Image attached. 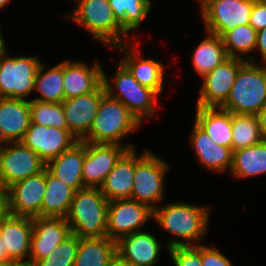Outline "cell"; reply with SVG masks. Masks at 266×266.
<instances>
[{"mask_svg":"<svg viewBox=\"0 0 266 266\" xmlns=\"http://www.w3.org/2000/svg\"><path fill=\"white\" fill-rule=\"evenodd\" d=\"M210 210L211 207L187 202L159 205L154 210L153 219L163 230L177 237L169 238L166 250L180 245H199L209 229Z\"/></svg>","mask_w":266,"mask_h":266,"instance_id":"6da1fadb","label":"cell"},{"mask_svg":"<svg viewBox=\"0 0 266 266\" xmlns=\"http://www.w3.org/2000/svg\"><path fill=\"white\" fill-rule=\"evenodd\" d=\"M245 60L227 100L220 108L235 114L257 115L266 105V63Z\"/></svg>","mask_w":266,"mask_h":266,"instance_id":"7a4b0ae2","label":"cell"},{"mask_svg":"<svg viewBox=\"0 0 266 266\" xmlns=\"http://www.w3.org/2000/svg\"><path fill=\"white\" fill-rule=\"evenodd\" d=\"M141 126L140 121L119 100L105 94L99 103L97 115L88 135L82 140L89 143L118 144L128 150L132 144H122V139Z\"/></svg>","mask_w":266,"mask_h":266,"instance_id":"3957f363","label":"cell"},{"mask_svg":"<svg viewBox=\"0 0 266 266\" xmlns=\"http://www.w3.org/2000/svg\"><path fill=\"white\" fill-rule=\"evenodd\" d=\"M108 200L100 188L75 191L65 217L71 232L79 238L107 237Z\"/></svg>","mask_w":266,"mask_h":266,"instance_id":"277c9868","label":"cell"},{"mask_svg":"<svg viewBox=\"0 0 266 266\" xmlns=\"http://www.w3.org/2000/svg\"><path fill=\"white\" fill-rule=\"evenodd\" d=\"M75 7L66 16L83 27L102 45L111 49L126 44L127 34L116 21L108 0H74Z\"/></svg>","mask_w":266,"mask_h":266,"instance_id":"5b68a950","label":"cell"},{"mask_svg":"<svg viewBox=\"0 0 266 266\" xmlns=\"http://www.w3.org/2000/svg\"><path fill=\"white\" fill-rule=\"evenodd\" d=\"M114 82L111 84L106 71L102 70V84L105 93L111 98L121 101L128 110L142 124L144 120L154 116L157 111V97L159 95L152 89L140 85L129 70L119 62ZM114 86V87H113Z\"/></svg>","mask_w":266,"mask_h":266,"instance_id":"8992f818","label":"cell"},{"mask_svg":"<svg viewBox=\"0 0 266 266\" xmlns=\"http://www.w3.org/2000/svg\"><path fill=\"white\" fill-rule=\"evenodd\" d=\"M169 163L145 149L137 155L135 150V172L131 199L155 210L164 199L165 175Z\"/></svg>","mask_w":266,"mask_h":266,"instance_id":"52a82bcc","label":"cell"},{"mask_svg":"<svg viewBox=\"0 0 266 266\" xmlns=\"http://www.w3.org/2000/svg\"><path fill=\"white\" fill-rule=\"evenodd\" d=\"M40 63V56L10 57L7 50L0 53V97L29 100Z\"/></svg>","mask_w":266,"mask_h":266,"instance_id":"ba28073f","label":"cell"},{"mask_svg":"<svg viewBox=\"0 0 266 266\" xmlns=\"http://www.w3.org/2000/svg\"><path fill=\"white\" fill-rule=\"evenodd\" d=\"M254 0H201L200 15L206 32L221 38L239 25L250 22Z\"/></svg>","mask_w":266,"mask_h":266,"instance_id":"9c48e42d","label":"cell"},{"mask_svg":"<svg viewBox=\"0 0 266 266\" xmlns=\"http://www.w3.org/2000/svg\"><path fill=\"white\" fill-rule=\"evenodd\" d=\"M46 163L21 141L0 144V188L43 171Z\"/></svg>","mask_w":266,"mask_h":266,"instance_id":"30bf717a","label":"cell"},{"mask_svg":"<svg viewBox=\"0 0 266 266\" xmlns=\"http://www.w3.org/2000/svg\"><path fill=\"white\" fill-rule=\"evenodd\" d=\"M154 217L148 205L131 198L108 201L107 237L118 242L122 237L141 231V227Z\"/></svg>","mask_w":266,"mask_h":266,"instance_id":"8fae6325","label":"cell"},{"mask_svg":"<svg viewBox=\"0 0 266 266\" xmlns=\"http://www.w3.org/2000/svg\"><path fill=\"white\" fill-rule=\"evenodd\" d=\"M46 185V168L40 173L17 181L5 192L7 212L16 216H41V205Z\"/></svg>","mask_w":266,"mask_h":266,"instance_id":"7c38bea8","label":"cell"},{"mask_svg":"<svg viewBox=\"0 0 266 266\" xmlns=\"http://www.w3.org/2000/svg\"><path fill=\"white\" fill-rule=\"evenodd\" d=\"M244 59L228 57L202 79L196 106L220 107L228 98Z\"/></svg>","mask_w":266,"mask_h":266,"instance_id":"4fadbf2b","label":"cell"},{"mask_svg":"<svg viewBox=\"0 0 266 266\" xmlns=\"http://www.w3.org/2000/svg\"><path fill=\"white\" fill-rule=\"evenodd\" d=\"M128 149L118 144L85 142L82 180L85 188H100L106 176Z\"/></svg>","mask_w":266,"mask_h":266,"instance_id":"5bb4252c","label":"cell"},{"mask_svg":"<svg viewBox=\"0 0 266 266\" xmlns=\"http://www.w3.org/2000/svg\"><path fill=\"white\" fill-rule=\"evenodd\" d=\"M71 234L69 223L65 217H33L28 266H33L37 261L46 258Z\"/></svg>","mask_w":266,"mask_h":266,"instance_id":"9a60e30c","label":"cell"},{"mask_svg":"<svg viewBox=\"0 0 266 266\" xmlns=\"http://www.w3.org/2000/svg\"><path fill=\"white\" fill-rule=\"evenodd\" d=\"M21 142L47 163L71 148L78 141L68 129L31 122Z\"/></svg>","mask_w":266,"mask_h":266,"instance_id":"2e32d148","label":"cell"},{"mask_svg":"<svg viewBox=\"0 0 266 266\" xmlns=\"http://www.w3.org/2000/svg\"><path fill=\"white\" fill-rule=\"evenodd\" d=\"M105 89L101 84L95 91L84 95L64 99L62 107L70 133L82 141L89 133L101 98L105 95Z\"/></svg>","mask_w":266,"mask_h":266,"instance_id":"e0dca14e","label":"cell"},{"mask_svg":"<svg viewBox=\"0 0 266 266\" xmlns=\"http://www.w3.org/2000/svg\"><path fill=\"white\" fill-rule=\"evenodd\" d=\"M0 236L9 255V263L28 266L32 237V218L7 213L0 222Z\"/></svg>","mask_w":266,"mask_h":266,"instance_id":"ac0fdd59","label":"cell"},{"mask_svg":"<svg viewBox=\"0 0 266 266\" xmlns=\"http://www.w3.org/2000/svg\"><path fill=\"white\" fill-rule=\"evenodd\" d=\"M132 46L134 47V44L130 45L128 42V44L114 47L125 55L121 58L120 62L129 70L140 85L154 90L160 96L165 82V67L163 63L151 58H143L141 53Z\"/></svg>","mask_w":266,"mask_h":266,"instance_id":"d6986e66","label":"cell"},{"mask_svg":"<svg viewBox=\"0 0 266 266\" xmlns=\"http://www.w3.org/2000/svg\"><path fill=\"white\" fill-rule=\"evenodd\" d=\"M162 248L156 235L141 230L117 242V255L132 266H155Z\"/></svg>","mask_w":266,"mask_h":266,"instance_id":"ffe728a7","label":"cell"},{"mask_svg":"<svg viewBox=\"0 0 266 266\" xmlns=\"http://www.w3.org/2000/svg\"><path fill=\"white\" fill-rule=\"evenodd\" d=\"M30 124L29 100L0 97V144L21 141Z\"/></svg>","mask_w":266,"mask_h":266,"instance_id":"44dd1931","label":"cell"},{"mask_svg":"<svg viewBox=\"0 0 266 266\" xmlns=\"http://www.w3.org/2000/svg\"><path fill=\"white\" fill-rule=\"evenodd\" d=\"M102 65L81 61L63 62V90L65 99L95 91L102 84Z\"/></svg>","mask_w":266,"mask_h":266,"instance_id":"7402d4cb","label":"cell"},{"mask_svg":"<svg viewBox=\"0 0 266 266\" xmlns=\"http://www.w3.org/2000/svg\"><path fill=\"white\" fill-rule=\"evenodd\" d=\"M192 126L191 144L197 161L206 169L224 172L230 171L233 151L231 148L216 144L195 121Z\"/></svg>","mask_w":266,"mask_h":266,"instance_id":"603a6c76","label":"cell"},{"mask_svg":"<svg viewBox=\"0 0 266 266\" xmlns=\"http://www.w3.org/2000/svg\"><path fill=\"white\" fill-rule=\"evenodd\" d=\"M85 158V142L78 141L58 157L46 163V169L75 191L84 189L82 165Z\"/></svg>","mask_w":266,"mask_h":266,"instance_id":"cb8c5ba5","label":"cell"},{"mask_svg":"<svg viewBox=\"0 0 266 266\" xmlns=\"http://www.w3.org/2000/svg\"><path fill=\"white\" fill-rule=\"evenodd\" d=\"M134 172L135 148L127 150L120 157L101 185V193L108 201L131 198Z\"/></svg>","mask_w":266,"mask_h":266,"instance_id":"d4e9b609","label":"cell"},{"mask_svg":"<svg viewBox=\"0 0 266 266\" xmlns=\"http://www.w3.org/2000/svg\"><path fill=\"white\" fill-rule=\"evenodd\" d=\"M194 121L207 132L212 140L231 148L232 113L220 107L196 106Z\"/></svg>","mask_w":266,"mask_h":266,"instance_id":"484cf974","label":"cell"},{"mask_svg":"<svg viewBox=\"0 0 266 266\" xmlns=\"http://www.w3.org/2000/svg\"><path fill=\"white\" fill-rule=\"evenodd\" d=\"M117 255V242L108 237L79 238L74 266H109Z\"/></svg>","mask_w":266,"mask_h":266,"instance_id":"4316f807","label":"cell"},{"mask_svg":"<svg viewBox=\"0 0 266 266\" xmlns=\"http://www.w3.org/2000/svg\"><path fill=\"white\" fill-rule=\"evenodd\" d=\"M230 172L239 180L266 174V140L233 151Z\"/></svg>","mask_w":266,"mask_h":266,"instance_id":"83f0119b","label":"cell"},{"mask_svg":"<svg viewBox=\"0 0 266 266\" xmlns=\"http://www.w3.org/2000/svg\"><path fill=\"white\" fill-rule=\"evenodd\" d=\"M75 190L61 180H57L46 169V185L41 205V216L66 217Z\"/></svg>","mask_w":266,"mask_h":266,"instance_id":"f1b7e54d","label":"cell"},{"mask_svg":"<svg viewBox=\"0 0 266 266\" xmlns=\"http://www.w3.org/2000/svg\"><path fill=\"white\" fill-rule=\"evenodd\" d=\"M34 92L40 97L33 98L40 102L62 103L65 99L63 90V61L51 68L40 63L34 82Z\"/></svg>","mask_w":266,"mask_h":266,"instance_id":"f546056e","label":"cell"},{"mask_svg":"<svg viewBox=\"0 0 266 266\" xmlns=\"http://www.w3.org/2000/svg\"><path fill=\"white\" fill-rule=\"evenodd\" d=\"M228 58L220 36L207 32L195 48L192 57L193 69L202 78Z\"/></svg>","mask_w":266,"mask_h":266,"instance_id":"4dcf8cb0","label":"cell"},{"mask_svg":"<svg viewBox=\"0 0 266 266\" xmlns=\"http://www.w3.org/2000/svg\"><path fill=\"white\" fill-rule=\"evenodd\" d=\"M116 21L128 35L141 27L152 10L151 0H108Z\"/></svg>","mask_w":266,"mask_h":266,"instance_id":"1f68e13d","label":"cell"},{"mask_svg":"<svg viewBox=\"0 0 266 266\" xmlns=\"http://www.w3.org/2000/svg\"><path fill=\"white\" fill-rule=\"evenodd\" d=\"M257 31L250 25H239L228 31L223 37V44L228 57L241 58L252 62L254 60L251 52L255 53ZM248 55V57H244Z\"/></svg>","mask_w":266,"mask_h":266,"instance_id":"d6a6232c","label":"cell"},{"mask_svg":"<svg viewBox=\"0 0 266 266\" xmlns=\"http://www.w3.org/2000/svg\"><path fill=\"white\" fill-rule=\"evenodd\" d=\"M262 141L263 138L256 115L232 113V151L253 146Z\"/></svg>","mask_w":266,"mask_h":266,"instance_id":"836d02e7","label":"cell"},{"mask_svg":"<svg viewBox=\"0 0 266 266\" xmlns=\"http://www.w3.org/2000/svg\"><path fill=\"white\" fill-rule=\"evenodd\" d=\"M31 122L68 129L63 107L61 103L40 102L34 99L29 100Z\"/></svg>","mask_w":266,"mask_h":266,"instance_id":"e575fe53","label":"cell"},{"mask_svg":"<svg viewBox=\"0 0 266 266\" xmlns=\"http://www.w3.org/2000/svg\"><path fill=\"white\" fill-rule=\"evenodd\" d=\"M78 247L79 237L72 233L46 258L37 261L33 266H74Z\"/></svg>","mask_w":266,"mask_h":266,"instance_id":"d590c367","label":"cell"},{"mask_svg":"<svg viewBox=\"0 0 266 266\" xmlns=\"http://www.w3.org/2000/svg\"><path fill=\"white\" fill-rule=\"evenodd\" d=\"M167 253L175 266H202L200 244L171 247Z\"/></svg>","mask_w":266,"mask_h":266,"instance_id":"8d00e7d4","label":"cell"},{"mask_svg":"<svg viewBox=\"0 0 266 266\" xmlns=\"http://www.w3.org/2000/svg\"><path fill=\"white\" fill-rule=\"evenodd\" d=\"M202 266H233L231 260L219 249L201 244Z\"/></svg>","mask_w":266,"mask_h":266,"instance_id":"74e56055","label":"cell"},{"mask_svg":"<svg viewBox=\"0 0 266 266\" xmlns=\"http://www.w3.org/2000/svg\"><path fill=\"white\" fill-rule=\"evenodd\" d=\"M249 24L257 32L266 28V0H254Z\"/></svg>","mask_w":266,"mask_h":266,"instance_id":"f35d334b","label":"cell"},{"mask_svg":"<svg viewBox=\"0 0 266 266\" xmlns=\"http://www.w3.org/2000/svg\"><path fill=\"white\" fill-rule=\"evenodd\" d=\"M256 49L261 54L259 55L261 56L260 61L266 63V28L257 32L255 52L257 51Z\"/></svg>","mask_w":266,"mask_h":266,"instance_id":"ab89813d","label":"cell"},{"mask_svg":"<svg viewBox=\"0 0 266 266\" xmlns=\"http://www.w3.org/2000/svg\"><path fill=\"white\" fill-rule=\"evenodd\" d=\"M263 140H266V105L256 115Z\"/></svg>","mask_w":266,"mask_h":266,"instance_id":"60d3db41","label":"cell"},{"mask_svg":"<svg viewBox=\"0 0 266 266\" xmlns=\"http://www.w3.org/2000/svg\"><path fill=\"white\" fill-rule=\"evenodd\" d=\"M7 197L5 190L0 188V222L2 218L7 214Z\"/></svg>","mask_w":266,"mask_h":266,"instance_id":"b9f144b4","label":"cell"},{"mask_svg":"<svg viewBox=\"0 0 266 266\" xmlns=\"http://www.w3.org/2000/svg\"><path fill=\"white\" fill-rule=\"evenodd\" d=\"M0 262H9V255L7 249L4 247L1 236H0Z\"/></svg>","mask_w":266,"mask_h":266,"instance_id":"7bdbcfd3","label":"cell"},{"mask_svg":"<svg viewBox=\"0 0 266 266\" xmlns=\"http://www.w3.org/2000/svg\"><path fill=\"white\" fill-rule=\"evenodd\" d=\"M109 266H132L131 264L123 261L118 255L110 262Z\"/></svg>","mask_w":266,"mask_h":266,"instance_id":"ee69618b","label":"cell"},{"mask_svg":"<svg viewBox=\"0 0 266 266\" xmlns=\"http://www.w3.org/2000/svg\"><path fill=\"white\" fill-rule=\"evenodd\" d=\"M5 39L3 38L2 31L0 29V53L4 52L7 50V47L5 45Z\"/></svg>","mask_w":266,"mask_h":266,"instance_id":"f6af8a7d","label":"cell"},{"mask_svg":"<svg viewBox=\"0 0 266 266\" xmlns=\"http://www.w3.org/2000/svg\"><path fill=\"white\" fill-rule=\"evenodd\" d=\"M9 1H12V0H0V9L7 6L9 4Z\"/></svg>","mask_w":266,"mask_h":266,"instance_id":"bcb514c9","label":"cell"},{"mask_svg":"<svg viewBox=\"0 0 266 266\" xmlns=\"http://www.w3.org/2000/svg\"><path fill=\"white\" fill-rule=\"evenodd\" d=\"M0 266H20L16 263L0 262Z\"/></svg>","mask_w":266,"mask_h":266,"instance_id":"7dc6e473","label":"cell"}]
</instances>
